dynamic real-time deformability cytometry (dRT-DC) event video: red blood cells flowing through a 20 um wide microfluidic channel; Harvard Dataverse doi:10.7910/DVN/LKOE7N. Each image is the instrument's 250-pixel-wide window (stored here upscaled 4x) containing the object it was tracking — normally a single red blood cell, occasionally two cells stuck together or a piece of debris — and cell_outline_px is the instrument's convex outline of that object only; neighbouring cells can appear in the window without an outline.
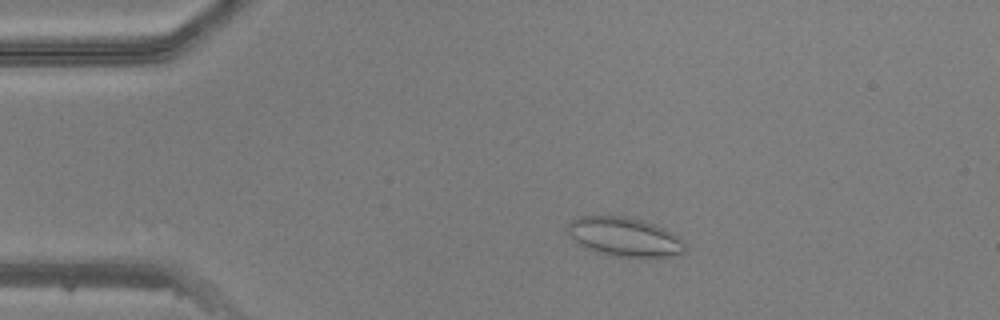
{"species": "common noctule bat (a hibernating species)", "species_latin": "Nyctalus noctula", "temperature_condition": "warm", "stored_images_in_passage": 50, "camera_frame_rate_fps": 3000, "um_per_image_px": 0.085, "animal": {"sex": "male", "body_mass_g": 20.5, "forearm_length_mm": 52.5}, "frame": {"image": 1, "passage_image": 10, "time_ms": 3.0, "image_size_px": [1000, 320], "cell_outline_px": [[684, 252], [680, 256], [648, 260], [612, 256], [588, 248], [580, 244], [564, 228], [572, 220], [580, 216], [628, 216], [664, 228], [680, 236], [684, 240]], "centroid_in_image_um": [53.18, 20.18], "position_along_channel_um": 31.8, "area_um2": 27.4}}
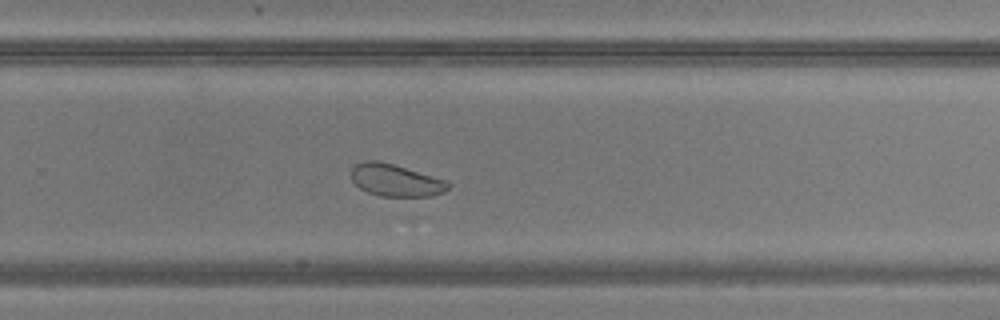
{"frame": {"image": 2, "passage_image": 33, "time_ms": 10.667, "image_size_px": [1000, 320], "cell_outline_px": [[452, 184], [444, 192], [432, 196], [380, 196], [368, 192], [360, 188], [352, 180], [352, 168], [356, 164], [364, 160], [380, 160], [444, 180]], "centroid_in_image_um": [33.61, 15.32], "position_along_channel_um": 296.2, "area_um2": 17.98}}
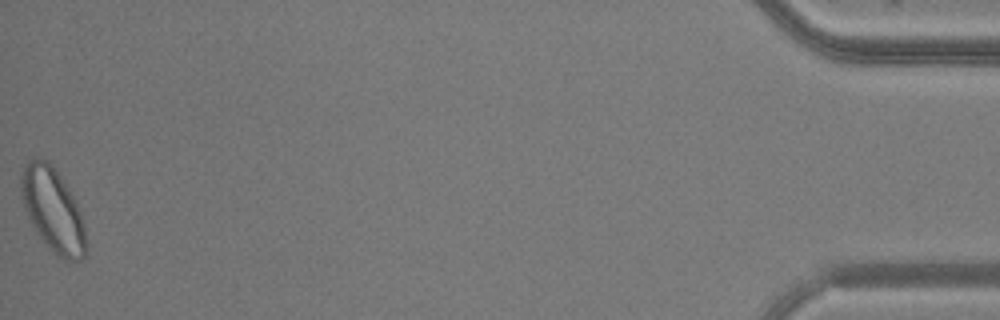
{"frame": {"image": 3, "passage_image": 50, "time_ms": 16.333, "image_size_px": [1000, 320], "cell_outline_px": [[88, 244], [84, 256], [80, 260], [64, 260], [56, 256], [40, 236], [32, 224], [24, 208], [20, 196], [20, 176], [28, 160], [36, 156], [48, 160], [60, 176], [68, 188], [80, 212]], "centroid_in_image_um": [4.48, 17.83], "position_along_channel_um": 430.7, "area_um2": 31.56}}